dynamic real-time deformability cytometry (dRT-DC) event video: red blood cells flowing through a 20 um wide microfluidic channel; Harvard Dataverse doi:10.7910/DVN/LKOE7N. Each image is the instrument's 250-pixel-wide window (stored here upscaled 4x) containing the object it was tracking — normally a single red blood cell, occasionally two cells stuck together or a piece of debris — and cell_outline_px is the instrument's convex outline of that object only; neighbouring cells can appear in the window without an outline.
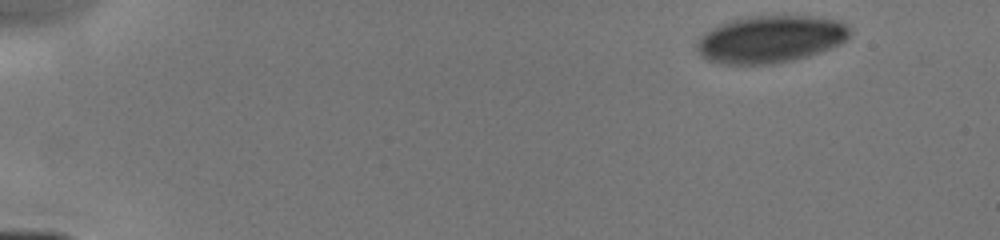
{"species": "human", "species_latin": "Homo sapiens", "temperature_condition": "cold", "stored_images_in_passage": 12, "camera_frame_rate_fps": 3000, "um_per_image_px": 0.085, "donor": {"sex": "male"}, "frame": {"image": 1, "passage_image": 1, "time_ms": 0.0, "image_size_px": [1000, 240], "cell_outline_px": [[852, 32], [840, 44], [832, 48], [808, 56], [792, 60], [772, 64], [720, 64], [708, 60], [700, 56], [696, 48], [696, 44], [700, 36], [712, 28], [720, 24], [732, 20], [756, 16], [808, 16], [836, 20], [844, 24]], "centroid_in_image_um": [65.46, 3.35], "position_along_channel_um": 19.5, "area_um2": 41.91}}
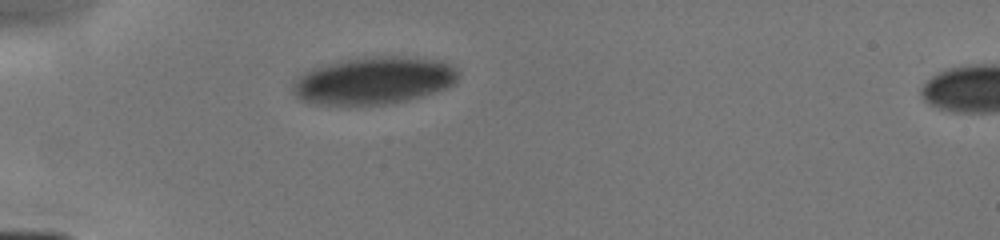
{"frame": {"image": 2, "passage_image": 9, "time_ms": 3.333, "image_size_px": [1000, 240], "cell_outline_px": [[460, 72], [456, 80], [452, 84], [436, 92], [408, 100], [388, 104], [316, 104], [300, 100], [292, 92], [292, 80], [296, 76], [312, 68], [340, 60], [364, 56], [404, 56], [440, 60], [456, 68]], "centroid_in_image_um": [31.73, 6.83], "position_along_channel_um": 53.3, "area_um2": 46.07}}
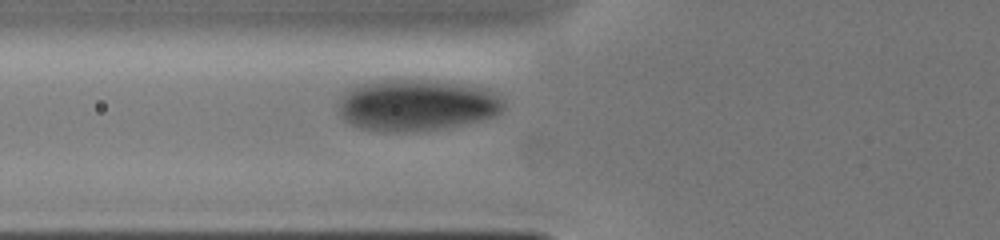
{"frame": {"image": 3, "passage_image": 12, "time_ms": 4.667, "image_size_px": [1000, 240], "cell_outline_px": [[504, 108], [496, 116], [480, 120], [440, 128], [396, 132], [380, 132], [360, 128], [344, 120], [340, 116], [340, 104], [344, 96], [352, 88], [364, 84], [384, 80], [436, 80], [488, 88], [500, 92], [504, 100]], "centroid_in_image_um": [35.51, 8.93], "position_along_channel_um": 90.3, "area_um2": 49.36}}